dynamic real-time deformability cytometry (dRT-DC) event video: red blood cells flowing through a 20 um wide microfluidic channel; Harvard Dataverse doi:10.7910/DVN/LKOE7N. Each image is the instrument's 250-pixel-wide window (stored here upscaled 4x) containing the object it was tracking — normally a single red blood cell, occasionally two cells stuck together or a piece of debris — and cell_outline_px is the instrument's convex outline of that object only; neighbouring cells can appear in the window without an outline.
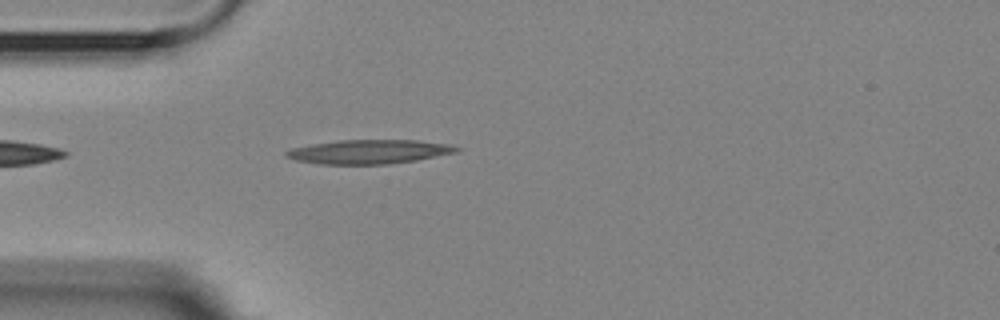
{"species": "Egyptian fruit bat (a non-hibernating species)", "species_latin": "Rousettus aegyptiacus", "temperature_condition": "room temperature", "stored_images_in_passage": 3, "camera_frame_rate_fps": 3000, "um_per_image_px": 0.085, "animal": {"sex": "female"}, "frame": {"image": 1, "passage_image": 3, "time_ms": 3.667, "image_size_px": [1000, 320], "cell_outline_px": [[464, 148], [456, 152], [416, 160], [388, 164], [320, 164], [296, 160], [284, 156], [284, 152], [292, 148], [312, 144], [340, 140], [420, 140], [452, 144]], "centroid_in_image_um": [31.41, 12.89], "position_along_channel_um": 53.6, "area_um2": 23.99}}